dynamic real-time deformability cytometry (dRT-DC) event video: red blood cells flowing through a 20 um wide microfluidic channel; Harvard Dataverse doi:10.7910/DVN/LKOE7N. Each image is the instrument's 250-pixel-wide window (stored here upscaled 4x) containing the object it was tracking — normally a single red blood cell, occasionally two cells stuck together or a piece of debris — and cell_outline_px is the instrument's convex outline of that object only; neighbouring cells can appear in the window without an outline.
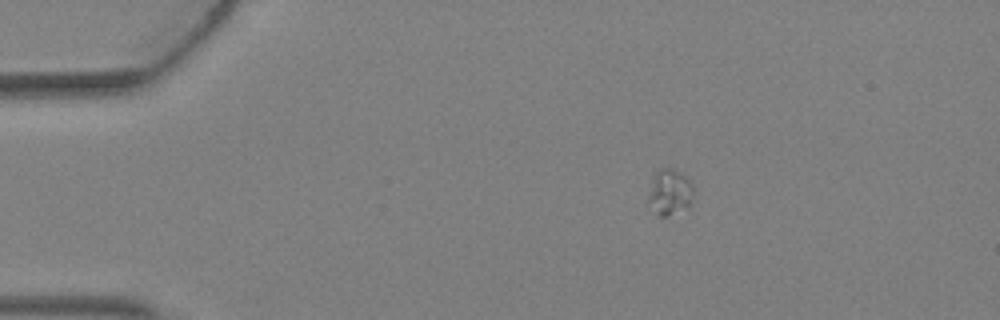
{"species": "Egyptian fruit bat (a non-hibernating species)", "species_latin": "Rousettus aegyptiacus", "temperature_condition": "warm", "stored_images_in_passage": 3, "camera_frame_rate_fps": 3000, "um_per_image_px": 0.085, "animal": {"sex": "female"}, "frame": {"image": 1, "passage_image": 1, "time_ms": 0.0, "image_size_px": [1000, 320], "cell_outline_px": [[692, 200], [688, 208], [668, 216], [660, 216], [656, 212], [648, 200], [648, 196], [652, 180], [656, 172], [660, 168], [672, 168], [680, 172], [692, 180]], "centroid_in_image_um": [56.96, 16.32], "position_along_channel_um": 28.0, "area_um2": 12.02}}